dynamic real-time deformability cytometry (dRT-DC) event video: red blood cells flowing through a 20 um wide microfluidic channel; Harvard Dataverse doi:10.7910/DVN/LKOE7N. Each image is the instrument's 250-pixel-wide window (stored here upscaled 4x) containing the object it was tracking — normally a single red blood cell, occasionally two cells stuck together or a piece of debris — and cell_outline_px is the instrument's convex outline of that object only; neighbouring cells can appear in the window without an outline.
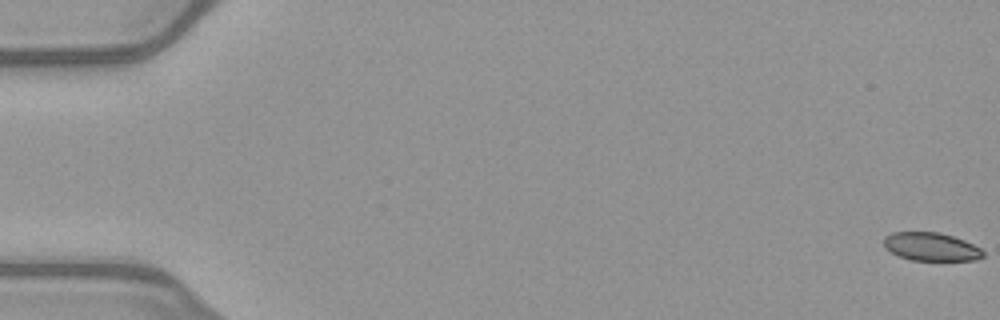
{"species": "common noctule bat (a hibernating species)", "species_latin": "Nyctalus noctula", "temperature_condition": "warm", "stored_images_in_passage": 13, "camera_frame_rate_fps": 3000, "um_per_image_px": 0.085, "animal": {"sex": "female", "body_mass_g": 21.9}, "frame": {"image": 1, "passage_image": 1, "time_ms": 0.0, "image_size_px": [1000, 320], "cell_outline_px": [[984, 256], [976, 260], [912, 260], [900, 256], [884, 248], [884, 236], [892, 232], [936, 232], [952, 236], [964, 240], [980, 248], [984, 252]], "centroid_in_image_um": [79.13, 20.97], "position_along_channel_um": 5.9, "area_um2": 16.24}}